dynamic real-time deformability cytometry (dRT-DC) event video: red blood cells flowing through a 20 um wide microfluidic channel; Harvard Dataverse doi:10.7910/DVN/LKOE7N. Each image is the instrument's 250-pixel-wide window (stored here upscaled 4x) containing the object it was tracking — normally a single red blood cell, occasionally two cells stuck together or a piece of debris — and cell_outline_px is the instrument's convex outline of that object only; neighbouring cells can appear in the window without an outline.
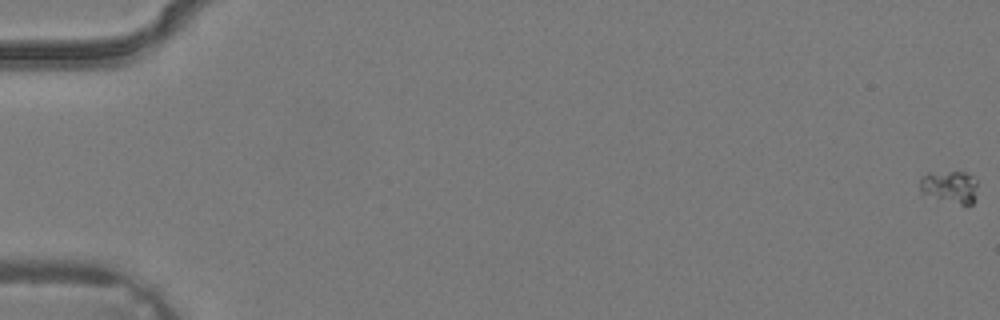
{"species": "common noctule bat (a hibernating species)", "species_latin": "Nyctalus noctula", "temperature_condition": "warm", "stored_images_in_passage": 4, "camera_frame_rate_fps": 3000, "um_per_image_px": 0.085, "animal": {"sex": "male", "body_mass_g": 19.2, "forearm_length_mm": 51.8}, "frame": {"image": 1, "passage_image": 1, "time_ms": 0.0, "image_size_px": [1000, 320], "cell_outline_px": [[976, 184], [972, 204], [960, 204], [920, 196], [920, 176], [928, 172], [964, 172], [972, 176], [976, 180]], "centroid_in_image_um": [80.62, 15.88], "position_along_channel_um": 4.4, "area_um2": 11.1}}